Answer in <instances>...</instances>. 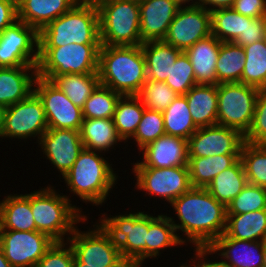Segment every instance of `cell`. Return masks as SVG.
<instances>
[{
	"label": "cell",
	"mask_w": 266,
	"mask_h": 267,
	"mask_svg": "<svg viewBox=\"0 0 266 267\" xmlns=\"http://www.w3.org/2000/svg\"><path fill=\"white\" fill-rule=\"evenodd\" d=\"M81 0H22L18 20L40 32L46 25L71 10Z\"/></svg>",
	"instance_id": "603a6c76"
},
{
	"label": "cell",
	"mask_w": 266,
	"mask_h": 267,
	"mask_svg": "<svg viewBox=\"0 0 266 267\" xmlns=\"http://www.w3.org/2000/svg\"><path fill=\"white\" fill-rule=\"evenodd\" d=\"M228 237L246 241L266 240V209L237 215H227Z\"/></svg>",
	"instance_id": "4dcf8cb0"
},
{
	"label": "cell",
	"mask_w": 266,
	"mask_h": 267,
	"mask_svg": "<svg viewBox=\"0 0 266 267\" xmlns=\"http://www.w3.org/2000/svg\"><path fill=\"white\" fill-rule=\"evenodd\" d=\"M56 191L49 185L31 192L30 206L37 231L47 234L55 242H65L76 224L84 223L88 216L81 207L71 203L69 195Z\"/></svg>",
	"instance_id": "277c9868"
},
{
	"label": "cell",
	"mask_w": 266,
	"mask_h": 267,
	"mask_svg": "<svg viewBox=\"0 0 266 267\" xmlns=\"http://www.w3.org/2000/svg\"><path fill=\"white\" fill-rule=\"evenodd\" d=\"M170 206L179 223L170 215V221L181 231L183 243L195 248H208L226 229L227 208L217 201L206 188L191 187L177 197Z\"/></svg>",
	"instance_id": "6da1fadb"
},
{
	"label": "cell",
	"mask_w": 266,
	"mask_h": 267,
	"mask_svg": "<svg viewBox=\"0 0 266 267\" xmlns=\"http://www.w3.org/2000/svg\"><path fill=\"white\" fill-rule=\"evenodd\" d=\"M100 46L70 43L60 47H39L37 76L52 81L62 74L98 73Z\"/></svg>",
	"instance_id": "52a82bcc"
},
{
	"label": "cell",
	"mask_w": 266,
	"mask_h": 267,
	"mask_svg": "<svg viewBox=\"0 0 266 267\" xmlns=\"http://www.w3.org/2000/svg\"><path fill=\"white\" fill-rule=\"evenodd\" d=\"M246 55L241 83L266 88V47L263 40L243 47Z\"/></svg>",
	"instance_id": "8d00e7d4"
},
{
	"label": "cell",
	"mask_w": 266,
	"mask_h": 267,
	"mask_svg": "<svg viewBox=\"0 0 266 267\" xmlns=\"http://www.w3.org/2000/svg\"><path fill=\"white\" fill-rule=\"evenodd\" d=\"M232 8L249 18L266 17V0H235Z\"/></svg>",
	"instance_id": "c3c4849f"
},
{
	"label": "cell",
	"mask_w": 266,
	"mask_h": 267,
	"mask_svg": "<svg viewBox=\"0 0 266 267\" xmlns=\"http://www.w3.org/2000/svg\"><path fill=\"white\" fill-rule=\"evenodd\" d=\"M0 267H13L6 259L4 252L0 246Z\"/></svg>",
	"instance_id": "db71d44e"
},
{
	"label": "cell",
	"mask_w": 266,
	"mask_h": 267,
	"mask_svg": "<svg viewBox=\"0 0 266 267\" xmlns=\"http://www.w3.org/2000/svg\"><path fill=\"white\" fill-rule=\"evenodd\" d=\"M234 2L235 0H198L197 5L211 12L221 8H232Z\"/></svg>",
	"instance_id": "816d5d0a"
},
{
	"label": "cell",
	"mask_w": 266,
	"mask_h": 267,
	"mask_svg": "<svg viewBox=\"0 0 266 267\" xmlns=\"http://www.w3.org/2000/svg\"><path fill=\"white\" fill-rule=\"evenodd\" d=\"M177 95L165 82L147 79L136 96L145 108L163 112Z\"/></svg>",
	"instance_id": "60d3db41"
},
{
	"label": "cell",
	"mask_w": 266,
	"mask_h": 267,
	"mask_svg": "<svg viewBox=\"0 0 266 267\" xmlns=\"http://www.w3.org/2000/svg\"><path fill=\"white\" fill-rule=\"evenodd\" d=\"M263 42H264V45H265V47H266V31H265V35H264V37H263Z\"/></svg>",
	"instance_id": "91938a15"
},
{
	"label": "cell",
	"mask_w": 266,
	"mask_h": 267,
	"mask_svg": "<svg viewBox=\"0 0 266 267\" xmlns=\"http://www.w3.org/2000/svg\"><path fill=\"white\" fill-rule=\"evenodd\" d=\"M147 68V79L165 82L172 65L182 52L163 40L141 44Z\"/></svg>",
	"instance_id": "83f0119b"
},
{
	"label": "cell",
	"mask_w": 266,
	"mask_h": 267,
	"mask_svg": "<svg viewBox=\"0 0 266 267\" xmlns=\"http://www.w3.org/2000/svg\"><path fill=\"white\" fill-rule=\"evenodd\" d=\"M70 43L101 44L99 14L94 0H81L39 32V47H60Z\"/></svg>",
	"instance_id": "5b68a950"
},
{
	"label": "cell",
	"mask_w": 266,
	"mask_h": 267,
	"mask_svg": "<svg viewBox=\"0 0 266 267\" xmlns=\"http://www.w3.org/2000/svg\"><path fill=\"white\" fill-rule=\"evenodd\" d=\"M51 82L81 109L100 84L98 73L62 74L56 76Z\"/></svg>",
	"instance_id": "d590c367"
},
{
	"label": "cell",
	"mask_w": 266,
	"mask_h": 267,
	"mask_svg": "<svg viewBox=\"0 0 266 267\" xmlns=\"http://www.w3.org/2000/svg\"><path fill=\"white\" fill-rule=\"evenodd\" d=\"M99 14L101 45L137 46L140 35V7L135 0H94Z\"/></svg>",
	"instance_id": "8992f818"
},
{
	"label": "cell",
	"mask_w": 266,
	"mask_h": 267,
	"mask_svg": "<svg viewBox=\"0 0 266 267\" xmlns=\"http://www.w3.org/2000/svg\"><path fill=\"white\" fill-rule=\"evenodd\" d=\"M5 111H6V107L3 105H0V138H1L2 130L4 126Z\"/></svg>",
	"instance_id": "11a10c76"
},
{
	"label": "cell",
	"mask_w": 266,
	"mask_h": 267,
	"mask_svg": "<svg viewBox=\"0 0 266 267\" xmlns=\"http://www.w3.org/2000/svg\"><path fill=\"white\" fill-rule=\"evenodd\" d=\"M54 242L39 231L0 230V246L13 267H36Z\"/></svg>",
	"instance_id": "5bb4252c"
},
{
	"label": "cell",
	"mask_w": 266,
	"mask_h": 267,
	"mask_svg": "<svg viewBox=\"0 0 266 267\" xmlns=\"http://www.w3.org/2000/svg\"><path fill=\"white\" fill-rule=\"evenodd\" d=\"M181 6L188 5H197L198 0H176ZM191 1V2H190Z\"/></svg>",
	"instance_id": "9f6ffc18"
},
{
	"label": "cell",
	"mask_w": 266,
	"mask_h": 267,
	"mask_svg": "<svg viewBox=\"0 0 266 267\" xmlns=\"http://www.w3.org/2000/svg\"><path fill=\"white\" fill-rule=\"evenodd\" d=\"M245 58L242 46L233 42H221L216 61L217 84L241 82Z\"/></svg>",
	"instance_id": "e575fe53"
},
{
	"label": "cell",
	"mask_w": 266,
	"mask_h": 267,
	"mask_svg": "<svg viewBox=\"0 0 266 267\" xmlns=\"http://www.w3.org/2000/svg\"><path fill=\"white\" fill-rule=\"evenodd\" d=\"M185 96L192 119L198 128L217 124V85L197 84Z\"/></svg>",
	"instance_id": "484cf974"
},
{
	"label": "cell",
	"mask_w": 266,
	"mask_h": 267,
	"mask_svg": "<svg viewBox=\"0 0 266 267\" xmlns=\"http://www.w3.org/2000/svg\"><path fill=\"white\" fill-rule=\"evenodd\" d=\"M0 201L1 230L37 231L30 206V193L9 194Z\"/></svg>",
	"instance_id": "d4e9b609"
},
{
	"label": "cell",
	"mask_w": 266,
	"mask_h": 267,
	"mask_svg": "<svg viewBox=\"0 0 266 267\" xmlns=\"http://www.w3.org/2000/svg\"><path fill=\"white\" fill-rule=\"evenodd\" d=\"M244 140L251 144H266V88L259 89L252 124Z\"/></svg>",
	"instance_id": "f6af8a7d"
},
{
	"label": "cell",
	"mask_w": 266,
	"mask_h": 267,
	"mask_svg": "<svg viewBox=\"0 0 266 267\" xmlns=\"http://www.w3.org/2000/svg\"><path fill=\"white\" fill-rule=\"evenodd\" d=\"M165 83L178 95H185L197 85L192 64L185 52H181L172 65Z\"/></svg>",
	"instance_id": "ee69618b"
},
{
	"label": "cell",
	"mask_w": 266,
	"mask_h": 267,
	"mask_svg": "<svg viewBox=\"0 0 266 267\" xmlns=\"http://www.w3.org/2000/svg\"><path fill=\"white\" fill-rule=\"evenodd\" d=\"M98 76L101 85L122 96L137 95L147 80L146 59L141 45H101Z\"/></svg>",
	"instance_id": "7a4b0ae2"
},
{
	"label": "cell",
	"mask_w": 266,
	"mask_h": 267,
	"mask_svg": "<svg viewBox=\"0 0 266 267\" xmlns=\"http://www.w3.org/2000/svg\"><path fill=\"white\" fill-rule=\"evenodd\" d=\"M120 95L112 89L99 84L85 101L82 115L85 119L113 118Z\"/></svg>",
	"instance_id": "ab89813d"
},
{
	"label": "cell",
	"mask_w": 266,
	"mask_h": 267,
	"mask_svg": "<svg viewBox=\"0 0 266 267\" xmlns=\"http://www.w3.org/2000/svg\"><path fill=\"white\" fill-rule=\"evenodd\" d=\"M189 262L190 263H188V264H187V262H186V264L185 263L179 264L178 267H195V265L191 261H189Z\"/></svg>",
	"instance_id": "680465c9"
},
{
	"label": "cell",
	"mask_w": 266,
	"mask_h": 267,
	"mask_svg": "<svg viewBox=\"0 0 266 267\" xmlns=\"http://www.w3.org/2000/svg\"><path fill=\"white\" fill-rule=\"evenodd\" d=\"M18 20L17 4L11 0H0V33Z\"/></svg>",
	"instance_id": "681fc988"
},
{
	"label": "cell",
	"mask_w": 266,
	"mask_h": 267,
	"mask_svg": "<svg viewBox=\"0 0 266 267\" xmlns=\"http://www.w3.org/2000/svg\"><path fill=\"white\" fill-rule=\"evenodd\" d=\"M266 31L265 18H250V21H245L244 32L239 34L233 43L239 46H247L254 42L263 40Z\"/></svg>",
	"instance_id": "7dc6e473"
},
{
	"label": "cell",
	"mask_w": 266,
	"mask_h": 267,
	"mask_svg": "<svg viewBox=\"0 0 266 267\" xmlns=\"http://www.w3.org/2000/svg\"><path fill=\"white\" fill-rule=\"evenodd\" d=\"M266 209V188L248 183L227 206V215Z\"/></svg>",
	"instance_id": "b9f144b4"
},
{
	"label": "cell",
	"mask_w": 266,
	"mask_h": 267,
	"mask_svg": "<svg viewBox=\"0 0 266 267\" xmlns=\"http://www.w3.org/2000/svg\"><path fill=\"white\" fill-rule=\"evenodd\" d=\"M81 140L84 148L105 153L123 142L118 135L112 118H83ZM104 151V152H103Z\"/></svg>",
	"instance_id": "4316f807"
},
{
	"label": "cell",
	"mask_w": 266,
	"mask_h": 267,
	"mask_svg": "<svg viewBox=\"0 0 266 267\" xmlns=\"http://www.w3.org/2000/svg\"><path fill=\"white\" fill-rule=\"evenodd\" d=\"M177 234L167 214L153 216L149 214V227L146 240V259L157 258L165 248L185 245L183 235ZM161 250V251H160Z\"/></svg>",
	"instance_id": "f1b7e54d"
},
{
	"label": "cell",
	"mask_w": 266,
	"mask_h": 267,
	"mask_svg": "<svg viewBox=\"0 0 266 267\" xmlns=\"http://www.w3.org/2000/svg\"><path fill=\"white\" fill-rule=\"evenodd\" d=\"M244 135L233 128L215 124L198 128L188 139V157L241 154Z\"/></svg>",
	"instance_id": "e0dca14e"
},
{
	"label": "cell",
	"mask_w": 266,
	"mask_h": 267,
	"mask_svg": "<svg viewBox=\"0 0 266 267\" xmlns=\"http://www.w3.org/2000/svg\"><path fill=\"white\" fill-rule=\"evenodd\" d=\"M132 171L138 191H146L145 195L154 198L159 196L169 204L192 187L188 167H132Z\"/></svg>",
	"instance_id": "7c38bea8"
},
{
	"label": "cell",
	"mask_w": 266,
	"mask_h": 267,
	"mask_svg": "<svg viewBox=\"0 0 266 267\" xmlns=\"http://www.w3.org/2000/svg\"><path fill=\"white\" fill-rule=\"evenodd\" d=\"M240 159L248 183L266 188V144L245 142L241 149Z\"/></svg>",
	"instance_id": "f35d334b"
},
{
	"label": "cell",
	"mask_w": 266,
	"mask_h": 267,
	"mask_svg": "<svg viewBox=\"0 0 266 267\" xmlns=\"http://www.w3.org/2000/svg\"><path fill=\"white\" fill-rule=\"evenodd\" d=\"M194 251V260L192 258L190 260L195 265V267H230L223 263L221 260H216L213 262L209 258H207L209 255H213V253L208 248H195Z\"/></svg>",
	"instance_id": "f907efd6"
},
{
	"label": "cell",
	"mask_w": 266,
	"mask_h": 267,
	"mask_svg": "<svg viewBox=\"0 0 266 267\" xmlns=\"http://www.w3.org/2000/svg\"><path fill=\"white\" fill-rule=\"evenodd\" d=\"M36 267H74V253L66 242H54Z\"/></svg>",
	"instance_id": "bcb514c9"
},
{
	"label": "cell",
	"mask_w": 266,
	"mask_h": 267,
	"mask_svg": "<svg viewBox=\"0 0 266 267\" xmlns=\"http://www.w3.org/2000/svg\"><path fill=\"white\" fill-rule=\"evenodd\" d=\"M220 44L221 41L211 34L184 51L192 64L197 84L217 85L216 61Z\"/></svg>",
	"instance_id": "cb8c5ba5"
},
{
	"label": "cell",
	"mask_w": 266,
	"mask_h": 267,
	"mask_svg": "<svg viewBox=\"0 0 266 267\" xmlns=\"http://www.w3.org/2000/svg\"><path fill=\"white\" fill-rule=\"evenodd\" d=\"M263 267H266V240L264 241V248H263Z\"/></svg>",
	"instance_id": "6f0895ef"
},
{
	"label": "cell",
	"mask_w": 266,
	"mask_h": 267,
	"mask_svg": "<svg viewBox=\"0 0 266 267\" xmlns=\"http://www.w3.org/2000/svg\"><path fill=\"white\" fill-rule=\"evenodd\" d=\"M45 158L62 177L70 170L84 149L80 131L48 128L38 143Z\"/></svg>",
	"instance_id": "ac0fdd59"
},
{
	"label": "cell",
	"mask_w": 266,
	"mask_h": 267,
	"mask_svg": "<svg viewBox=\"0 0 266 267\" xmlns=\"http://www.w3.org/2000/svg\"><path fill=\"white\" fill-rule=\"evenodd\" d=\"M93 227L88 231L76 227L67 239L74 253V267H114L123 259L118 244L100 223Z\"/></svg>",
	"instance_id": "ba28073f"
},
{
	"label": "cell",
	"mask_w": 266,
	"mask_h": 267,
	"mask_svg": "<svg viewBox=\"0 0 266 267\" xmlns=\"http://www.w3.org/2000/svg\"><path fill=\"white\" fill-rule=\"evenodd\" d=\"M211 13V34L221 42H233L239 34L244 32L245 21L249 17L243 16L233 8H221Z\"/></svg>",
	"instance_id": "74e56055"
},
{
	"label": "cell",
	"mask_w": 266,
	"mask_h": 267,
	"mask_svg": "<svg viewBox=\"0 0 266 267\" xmlns=\"http://www.w3.org/2000/svg\"><path fill=\"white\" fill-rule=\"evenodd\" d=\"M98 222L118 244L122 258L133 259L143 265L146 260L149 227L147 212H129V214L110 215L109 217L103 213Z\"/></svg>",
	"instance_id": "9c48e42d"
},
{
	"label": "cell",
	"mask_w": 266,
	"mask_h": 267,
	"mask_svg": "<svg viewBox=\"0 0 266 267\" xmlns=\"http://www.w3.org/2000/svg\"><path fill=\"white\" fill-rule=\"evenodd\" d=\"M240 155L188 157L189 176L192 187L207 188L218 174L233 166L240 159Z\"/></svg>",
	"instance_id": "f546056e"
},
{
	"label": "cell",
	"mask_w": 266,
	"mask_h": 267,
	"mask_svg": "<svg viewBox=\"0 0 266 267\" xmlns=\"http://www.w3.org/2000/svg\"><path fill=\"white\" fill-rule=\"evenodd\" d=\"M11 1H13L15 4H19L22 0H11Z\"/></svg>",
	"instance_id": "94428289"
},
{
	"label": "cell",
	"mask_w": 266,
	"mask_h": 267,
	"mask_svg": "<svg viewBox=\"0 0 266 267\" xmlns=\"http://www.w3.org/2000/svg\"><path fill=\"white\" fill-rule=\"evenodd\" d=\"M263 248L264 241L237 240L225 233L208 247L230 267H263Z\"/></svg>",
	"instance_id": "44dd1931"
},
{
	"label": "cell",
	"mask_w": 266,
	"mask_h": 267,
	"mask_svg": "<svg viewBox=\"0 0 266 267\" xmlns=\"http://www.w3.org/2000/svg\"><path fill=\"white\" fill-rule=\"evenodd\" d=\"M34 92L42 100L48 128L81 130L82 109L51 81L37 76Z\"/></svg>",
	"instance_id": "9a60e30c"
},
{
	"label": "cell",
	"mask_w": 266,
	"mask_h": 267,
	"mask_svg": "<svg viewBox=\"0 0 266 267\" xmlns=\"http://www.w3.org/2000/svg\"><path fill=\"white\" fill-rule=\"evenodd\" d=\"M39 32L17 20L0 33V67L37 66Z\"/></svg>",
	"instance_id": "4fadbf2b"
},
{
	"label": "cell",
	"mask_w": 266,
	"mask_h": 267,
	"mask_svg": "<svg viewBox=\"0 0 266 267\" xmlns=\"http://www.w3.org/2000/svg\"><path fill=\"white\" fill-rule=\"evenodd\" d=\"M143 161L133 167L171 168L188 167V140L164 134L140 150Z\"/></svg>",
	"instance_id": "d6986e66"
},
{
	"label": "cell",
	"mask_w": 266,
	"mask_h": 267,
	"mask_svg": "<svg viewBox=\"0 0 266 267\" xmlns=\"http://www.w3.org/2000/svg\"><path fill=\"white\" fill-rule=\"evenodd\" d=\"M139 7L140 35L144 43L164 40L181 5L176 0H142Z\"/></svg>",
	"instance_id": "ffe728a7"
},
{
	"label": "cell",
	"mask_w": 266,
	"mask_h": 267,
	"mask_svg": "<svg viewBox=\"0 0 266 267\" xmlns=\"http://www.w3.org/2000/svg\"><path fill=\"white\" fill-rule=\"evenodd\" d=\"M211 35V13L199 5L181 6L163 41L181 51Z\"/></svg>",
	"instance_id": "2e32d148"
},
{
	"label": "cell",
	"mask_w": 266,
	"mask_h": 267,
	"mask_svg": "<svg viewBox=\"0 0 266 267\" xmlns=\"http://www.w3.org/2000/svg\"><path fill=\"white\" fill-rule=\"evenodd\" d=\"M110 163L102 153L84 148L62 179L69 192L85 204L102 206L119 177Z\"/></svg>",
	"instance_id": "3957f363"
},
{
	"label": "cell",
	"mask_w": 266,
	"mask_h": 267,
	"mask_svg": "<svg viewBox=\"0 0 266 267\" xmlns=\"http://www.w3.org/2000/svg\"><path fill=\"white\" fill-rule=\"evenodd\" d=\"M36 66L0 67V105L9 107L34 91Z\"/></svg>",
	"instance_id": "7402d4cb"
},
{
	"label": "cell",
	"mask_w": 266,
	"mask_h": 267,
	"mask_svg": "<svg viewBox=\"0 0 266 267\" xmlns=\"http://www.w3.org/2000/svg\"><path fill=\"white\" fill-rule=\"evenodd\" d=\"M142 266H144V265L137 262L136 260L123 258L114 267H142Z\"/></svg>",
	"instance_id": "f5cc1de1"
},
{
	"label": "cell",
	"mask_w": 266,
	"mask_h": 267,
	"mask_svg": "<svg viewBox=\"0 0 266 267\" xmlns=\"http://www.w3.org/2000/svg\"><path fill=\"white\" fill-rule=\"evenodd\" d=\"M259 89L241 82L217 84V124L240 131L251 127Z\"/></svg>",
	"instance_id": "30bf717a"
},
{
	"label": "cell",
	"mask_w": 266,
	"mask_h": 267,
	"mask_svg": "<svg viewBox=\"0 0 266 267\" xmlns=\"http://www.w3.org/2000/svg\"><path fill=\"white\" fill-rule=\"evenodd\" d=\"M248 184L242 160L218 174L206 188L226 208Z\"/></svg>",
	"instance_id": "1f68e13d"
},
{
	"label": "cell",
	"mask_w": 266,
	"mask_h": 267,
	"mask_svg": "<svg viewBox=\"0 0 266 267\" xmlns=\"http://www.w3.org/2000/svg\"><path fill=\"white\" fill-rule=\"evenodd\" d=\"M47 118L42 100L33 91L26 99L6 107L1 138L29 139L41 136L47 131Z\"/></svg>",
	"instance_id": "8fae6325"
},
{
	"label": "cell",
	"mask_w": 266,
	"mask_h": 267,
	"mask_svg": "<svg viewBox=\"0 0 266 267\" xmlns=\"http://www.w3.org/2000/svg\"><path fill=\"white\" fill-rule=\"evenodd\" d=\"M162 115L167 135L188 140L198 129L192 119L185 95H177L167 109L162 112Z\"/></svg>",
	"instance_id": "836d02e7"
},
{
	"label": "cell",
	"mask_w": 266,
	"mask_h": 267,
	"mask_svg": "<svg viewBox=\"0 0 266 267\" xmlns=\"http://www.w3.org/2000/svg\"><path fill=\"white\" fill-rule=\"evenodd\" d=\"M164 134L166 133L162 112L145 108L135 134L130 139L135 141L140 151Z\"/></svg>",
	"instance_id": "7bdbcfd3"
},
{
	"label": "cell",
	"mask_w": 266,
	"mask_h": 267,
	"mask_svg": "<svg viewBox=\"0 0 266 267\" xmlns=\"http://www.w3.org/2000/svg\"><path fill=\"white\" fill-rule=\"evenodd\" d=\"M144 109V105L136 95H125L119 98L112 119L124 143L135 134Z\"/></svg>",
	"instance_id": "d6a6232c"
}]
</instances>
